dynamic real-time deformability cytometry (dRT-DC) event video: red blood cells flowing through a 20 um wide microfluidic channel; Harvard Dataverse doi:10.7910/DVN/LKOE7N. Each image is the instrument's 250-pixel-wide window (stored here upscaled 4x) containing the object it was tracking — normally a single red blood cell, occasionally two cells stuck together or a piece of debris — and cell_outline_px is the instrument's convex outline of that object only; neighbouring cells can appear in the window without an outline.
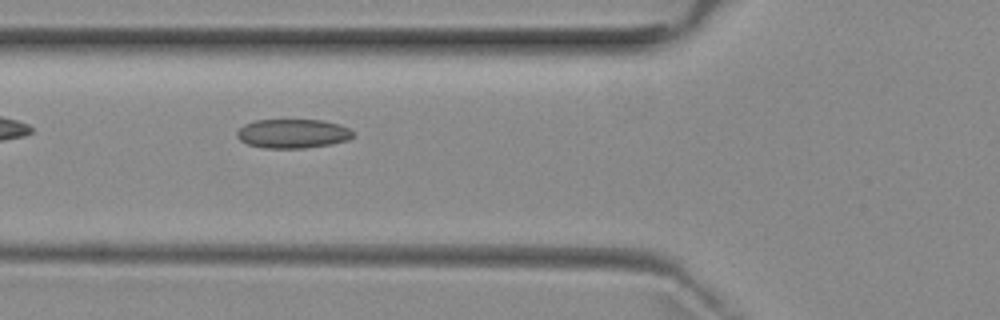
{"species": "common noctule bat (a hibernating species)", "species_latin": "Nyctalus noctula", "temperature_condition": "room temperature", "stored_images_in_passage": 5, "camera_frame_rate_fps": 3000, "um_per_image_px": 0.085, "animal": {"sex": "female", "body_mass_g": 29.2, "forearm_length_mm": 56.3}, "frame": {"image": 1, "passage_image": 3, "time_ms": 2.0, "image_size_px": [1000, 320], "cell_outline_px": [[352, 136], [348, 140], [332, 144], [304, 148], [264, 148], [248, 144], [240, 140], [236, 136], [236, 132], [244, 124], [256, 120], [324, 120], [340, 124], [348, 128], [352, 132]], "centroid_in_image_um": [24.87, 11.35], "position_along_channel_um": 100.9, "area_um2": 19.71}}
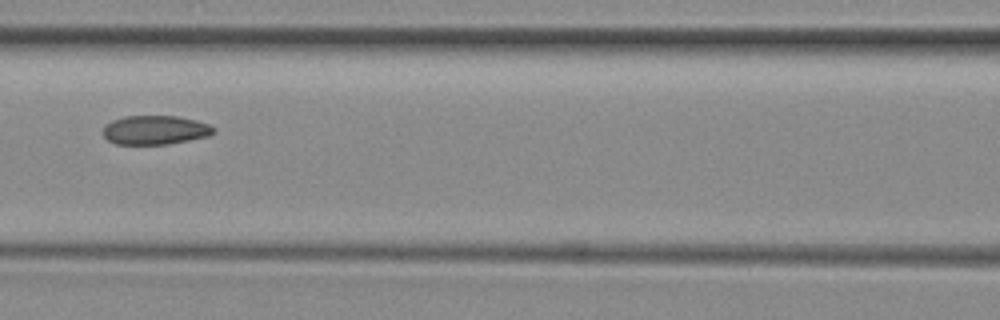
{"frame": {"image": 2, "passage_image": 4, "time_ms": 3.333, "image_size_px": [1000, 320], "cell_outline_px": [[216, 132], [208, 136], [168, 144], [116, 144], [108, 140], [104, 136], [104, 124], [112, 120], [124, 116], [176, 116], [196, 120], [208, 124], [216, 128]], "centroid_in_image_um": [13.19, 11.04], "position_along_channel_um": 153.4, "area_um2": 18.73}}
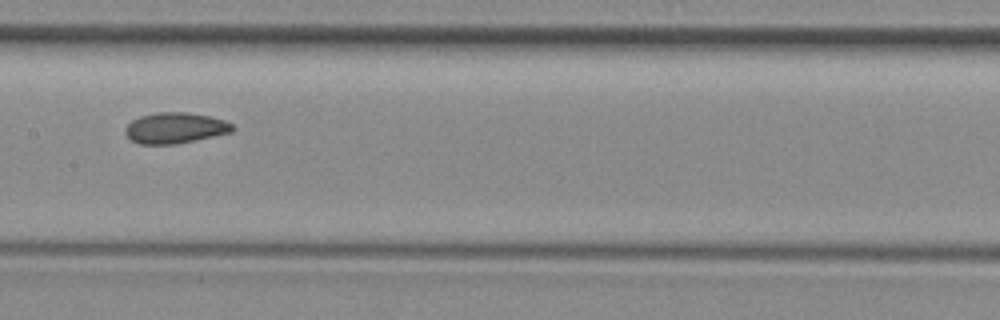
{"frame": {"image": 3, "passage_image": 5, "time_ms": 4.333, "image_size_px": [1000, 320], "cell_outline_px": [[236, 128], [232, 132], [176, 144], [140, 144], [132, 140], [124, 132], [124, 128], [132, 120], [140, 116], [156, 112], [184, 112], [208, 116], [224, 120], [232, 124]], "centroid_in_image_um": [14.88, 10.87], "position_along_channel_um": 192.5, "area_um2": 19.19}}